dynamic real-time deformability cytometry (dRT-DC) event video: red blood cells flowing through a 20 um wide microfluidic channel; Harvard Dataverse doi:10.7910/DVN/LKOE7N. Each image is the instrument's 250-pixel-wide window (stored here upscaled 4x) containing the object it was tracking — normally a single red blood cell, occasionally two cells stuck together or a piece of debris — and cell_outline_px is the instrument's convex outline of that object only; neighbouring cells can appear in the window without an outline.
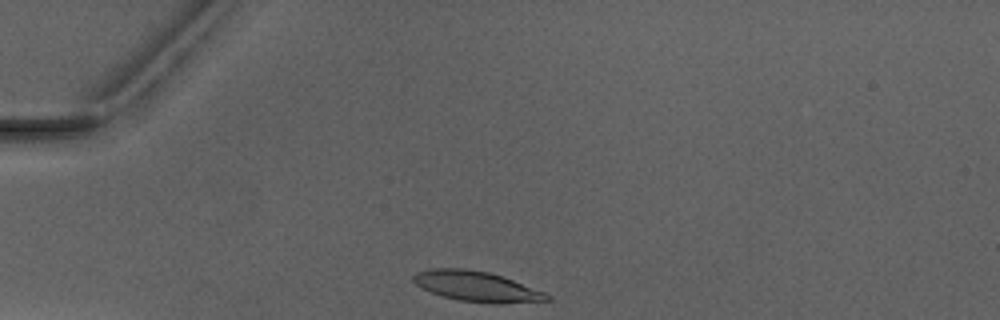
{"species": "Egyptian fruit bat (a non-hibernating species)", "species_latin": "Rousettus aegyptiacus", "temperature_condition": "warm", "stored_images_in_passage": 4, "camera_frame_rate_fps": 3000, "um_per_image_px": 0.085, "animal": {"sex": "male"}, "frame": {"image": 1, "passage_image": 1, "time_ms": 0.0, "image_size_px": [1000, 320], "cell_outline_px": [[552, 300], [500, 304], [492, 304], [460, 300], [444, 296], [420, 288], [412, 280], [412, 276], [416, 272], [432, 268], [464, 268], [488, 272], [512, 280], [544, 292], [552, 296]], "centroid_in_image_um": [40.5, 24.35], "position_along_channel_um": 44.5, "area_um2": 23.47}}
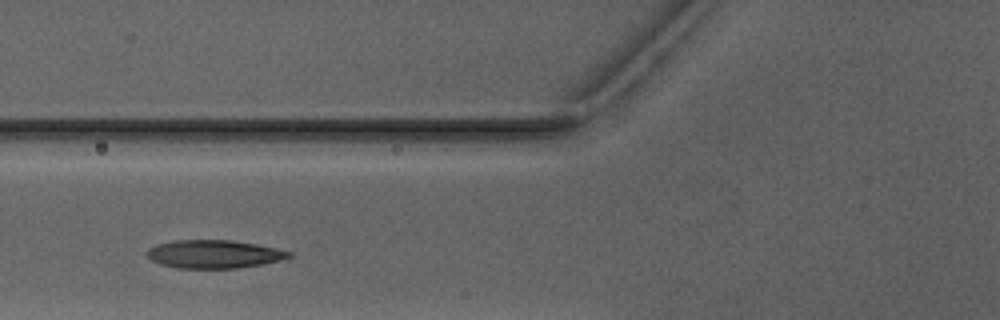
{"frame": {"image": 2, "passage_image": 3, "time_ms": 2.333, "image_size_px": [1000, 320], "cell_outline_px": [[292, 256], [280, 260], [260, 264], [236, 268], [176, 268], [160, 264], [152, 260], [148, 256], [148, 248], [156, 244], [176, 240], [232, 240], [256, 244], [276, 248], [292, 252]], "centroid_in_image_um": [18.18, 21.59], "position_along_channel_um": 107.6, "area_um2": 23.18}}
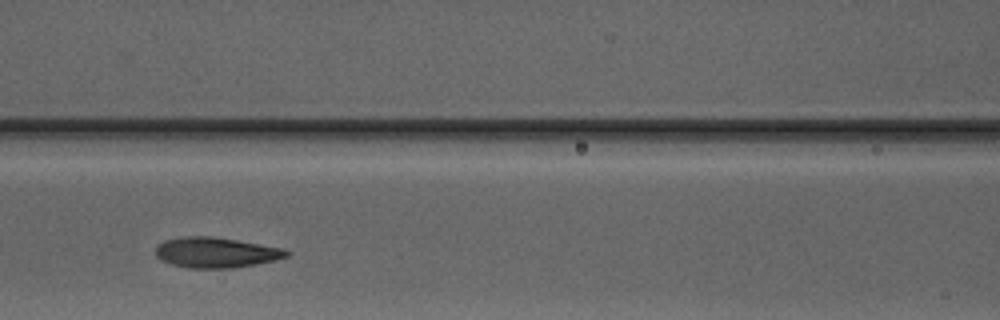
{"frame": {"image": 3, "passage_image": 4, "time_ms": 3.333, "image_size_px": [1000, 320], "cell_outline_px": [[292, 252], [288, 256], [276, 260], [256, 264], [232, 268], [188, 268], [172, 264], [160, 260], [156, 256], [156, 244], [164, 240], [184, 236], [212, 236], [260, 244], [280, 248]], "centroid_in_image_um": [18.32, 21.46], "position_along_channel_um": 148.3, "area_um2": 23.24}}